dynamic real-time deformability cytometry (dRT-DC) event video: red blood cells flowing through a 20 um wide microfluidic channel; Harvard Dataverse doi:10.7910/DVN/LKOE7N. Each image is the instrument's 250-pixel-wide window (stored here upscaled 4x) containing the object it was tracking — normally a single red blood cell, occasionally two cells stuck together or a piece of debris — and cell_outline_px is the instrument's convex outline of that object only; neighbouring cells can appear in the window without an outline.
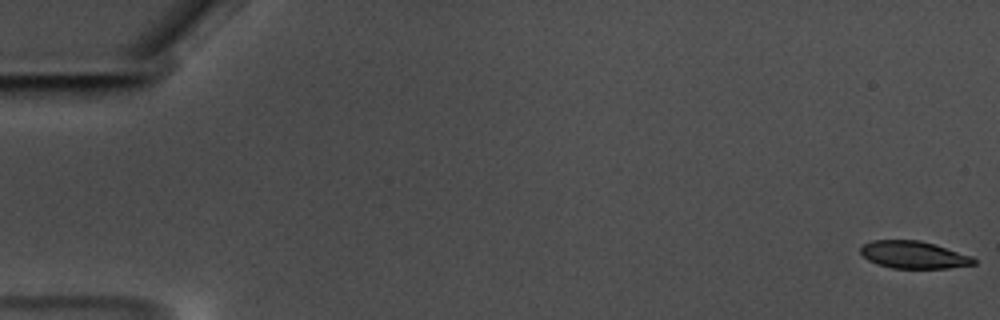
{"species": "common noctule bat (a hibernating species)", "species_latin": "Nyctalus noctula", "temperature_condition": "warm", "stored_images_in_passage": 60, "camera_frame_rate_fps": 3000, "um_per_image_px": 0.085, "animal": {"sex": "male", "body_mass_g": 17.5, "forearm_length_mm": 52.3}, "frame": {"image": 1, "passage_image": 1, "time_ms": 0.0, "image_size_px": [1000, 320], "cell_outline_px": [[976, 264], [948, 268], [892, 268], [876, 264], [868, 260], [860, 252], [860, 248], [864, 244], [872, 240], [920, 240], [936, 244], [972, 256], [976, 260]], "centroid_in_image_um": [77.67, 21.65], "position_along_channel_um": 7.3, "area_um2": 18.15}}
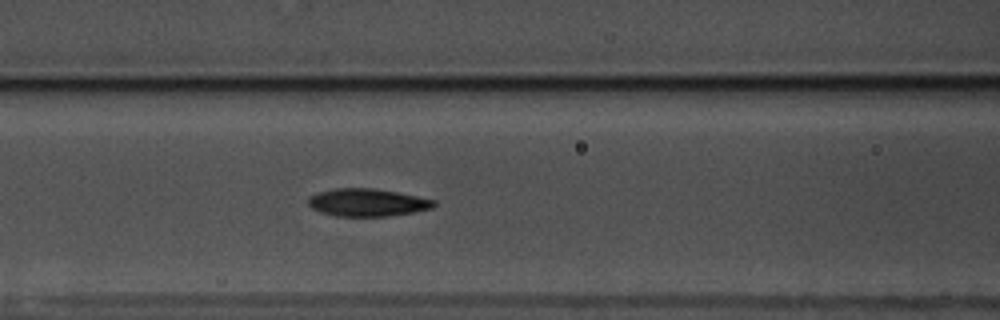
{"frame": {"image": 2, "passage_image": 26, "time_ms": 8.333, "image_size_px": [1000, 320], "cell_outline_px": [[436, 204], [432, 208], [412, 212], [388, 216], [336, 216], [320, 212], [312, 208], [308, 204], [308, 196], [316, 192], [332, 188], [376, 188], [436, 200]], "centroid_in_image_um": [31.17, 17.2], "position_along_channel_um": 135.4, "area_um2": 20.35}}
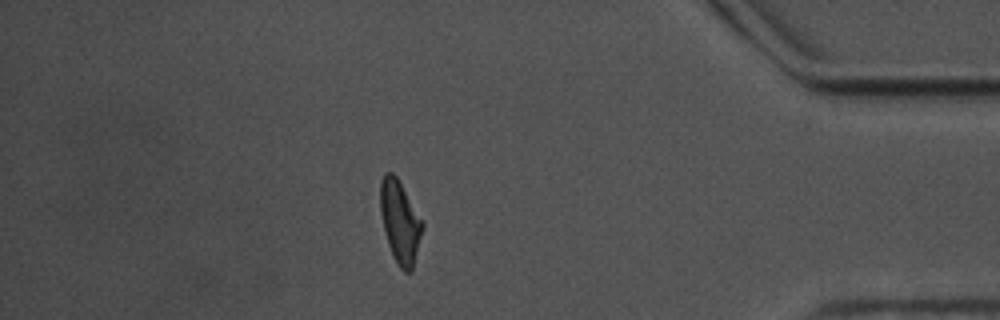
{"frame": {"image": 3, "passage_image": 52, "time_ms": 17.0, "image_size_px": [1000, 320], "cell_outline_px": [[424, 228], [412, 272], [404, 272], [396, 264], [392, 256], [384, 232], [380, 212], [380, 180], [384, 172], [392, 172], [396, 176], [424, 224]], "centroid_in_image_um": [33.99, 18.9], "position_along_channel_um": 401.2, "area_um2": 20.4}, "authors_computed_cell_mechanics": {"area_um2": 20.0855, "velocity_mm_per_s": 3.4946, "shape_relaxation_time_tau1_ms": 3.6297, "shape_relaxation_time_tau2_ms": 3.7157, "deformation_change_tau1": 0.1466, "deformation_change_tau2": 0.1029}}